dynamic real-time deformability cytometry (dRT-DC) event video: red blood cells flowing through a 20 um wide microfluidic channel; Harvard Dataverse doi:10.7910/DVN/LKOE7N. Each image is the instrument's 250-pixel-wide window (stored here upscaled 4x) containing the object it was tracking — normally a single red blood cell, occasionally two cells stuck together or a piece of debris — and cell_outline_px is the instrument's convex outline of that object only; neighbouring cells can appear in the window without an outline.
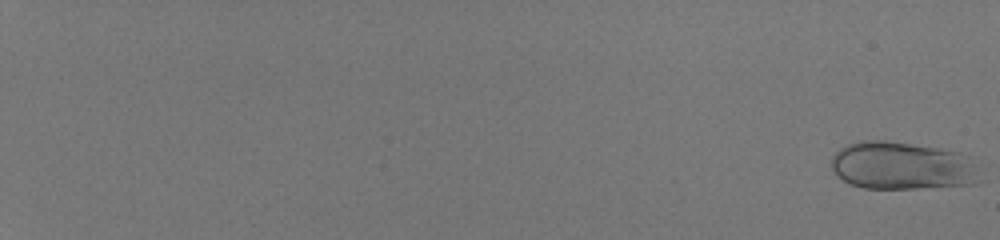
{"species": "human", "species_latin": "Homo sapiens", "temperature_condition": "room temperature", "stored_images_in_passage": 56, "camera_frame_rate_fps": 3000, "um_per_image_px": 0.085, "donor": {"sex": "male"}, "frame": {"image": 1, "passage_image": 1, "time_ms": 0.0, "image_size_px": [1000, 240], "cell_outline_px": [[984, 180], [976, 184], [920, 188], [864, 188], [852, 184], [844, 180], [832, 168], [832, 156], [840, 148], [848, 144], [860, 140], [884, 140], [940, 148], [960, 152], [968, 156]], "centroid_in_image_um": [76.73, 14.09], "position_along_channel_um": 8.3, "area_um2": 41.5}}
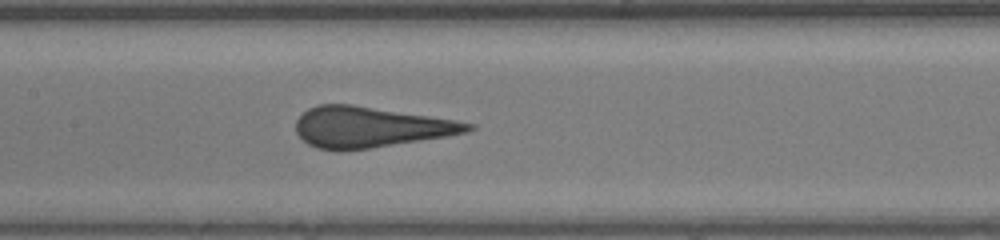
{"frame": {"image": 2, "passage_image": 34, "time_ms": 11.0, "image_size_px": [1000, 240], "cell_outline_px": [[476, 128], [468, 132], [448, 136], [368, 148], [316, 148], [308, 144], [296, 132], [296, 120], [308, 108], [316, 104], [352, 104], [456, 120], [476, 124]], "centroid_in_image_um": [31.51, 10.77], "position_along_channel_um": 175.9, "area_um2": 40.11}}
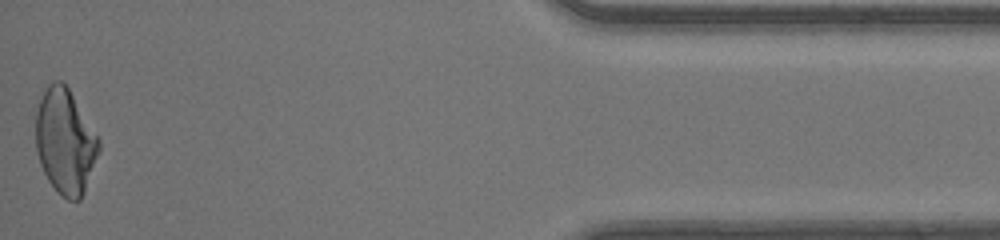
{"frame": {"image": 3, "passage_image": 56, "time_ms": 18.333, "image_size_px": [1000, 240], "cell_outline_px": [[100, 152], [84, 192], [80, 200], [68, 200], [48, 180], [40, 164], [36, 152], [36, 112], [40, 100], [48, 84], [52, 80], [60, 80], [68, 88], [100, 140]], "centroid_in_image_um": [5.54, 12.02], "position_along_channel_um": 429.7, "area_um2": 38.26}, "authors_computed_cell_mechanics": {"area_um2": 41.616, "velocity_mm_per_s": 4.1824, "shape_relaxation_time_tau1_ms": 8.7222, "shape_relaxation_time_tau2_ms": null, "deformation_change_tau1": 0.2269, "deformation_change_tau2": null}}